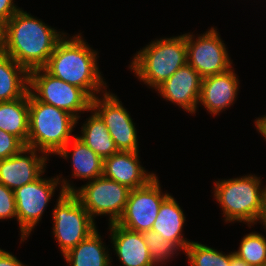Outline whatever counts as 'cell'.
<instances>
[{
    "instance_id": "19",
    "label": "cell",
    "mask_w": 266,
    "mask_h": 266,
    "mask_svg": "<svg viewBox=\"0 0 266 266\" xmlns=\"http://www.w3.org/2000/svg\"><path fill=\"white\" fill-rule=\"evenodd\" d=\"M71 142V143H70ZM70 145L72 155H70ZM69 154V155H68ZM61 157L67 158L72 156V167L74 177L80 179L94 180L102 177L103 159L93 152L80 138L75 136L70 140L58 153Z\"/></svg>"
},
{
    "instance_id": "3",
    "label": "cell",
    "mask_w": 266,
    "mask_h": 266,
    "mask_svg": "<svg viewBox=\"0 0 266 266\" xmlns=\"http://www.w3.org/2000/svg\"><path fill=\"white\" fill-rule=\"evenodd\" d=\"M29 134L27 147L57 155L72 139L78 119L69 112L36 100L29 93Z\"/></svg>"
},
{
    "instance_id": "17",
    "label": "cell",
    "mask_w": 266,
    "mask_h": 266,
    "mask_svg": "<svg viewBox=\"0 0 266 266\" xmlns=\"http://www.w3.org/2000/svg\"><path fill=\"white\" fill-rule=\"evenodd\" d=\"M111 243L123 266H155L142 232L128 230L111 223Z\"/></svg>"
},
{
    "instance_id": "32",
    "label": "cell",
    "mask_w": 266,
    "mask_h": 266,
    "mask_svg": "<svg viewBox=\"0 0 266 266\" xmlns=\"http://www.w3.org/2000/svg\"><path fill=\"white\" fill-rule=\"evenodd\" d=\"M230 266H250L243 260L239 259L234 252H231V263Z\"/></svg>"
},
{
    "instance_id": "25",
    "label": "cell",
    "mask_w": 266,
    "mask_h": 266,
    "mask_svg": "<svg viewBox=\"0 0 266 266\" xmlns=\"http://www.w3.org/2000/svg\"><path fill=\"white\" fill-rule=\"evenodd\" d=\"M234 254L250 266H266V238L257 232L249 233Z\"/></svg>"
},
{
    "instance_id": "22",
    "label": "cell",
    "mask_w": 266,
    "mask_h": 266,
    "mask_svg": "<svg viewBox=\"0 0 266 266\" xmlns=\"http://www.w3.org/2000/svg\"><path fill=\"white\" fill-rule=\"evenodd\" d=\"M106 249L96 229L63 257L71 266H111V257Z\"/></svg>"
},
{
    "instance_id": "20",
    "label": "cell",
    "mask_w": 266,
    "mask_h": 266,
    "mask_svg": "<svg viewBox=\"0 0 266 266\" xmlns=\"http://www.w3.org/2000/svg\"><path fill=\"white\" fill-rule=\"evenodd\" d=\"M29 88V72L3 51L0 52V102L23 97Z\"/></svg>"
},
{
    "instance_id": "10",
    "label": "cell",
    "mask_w": 266,
    "mask_h": 266,
    "mask_svg": "<svg viewBox=\"0 0 266 266\" xmlns=\"http://www.w3.org/2000/svg\"><path fill=\"white\" fill-rule=\"evenodd\" d=\"M155 176L146 185L131 189L125 210L117 224L135 232L151 230L162 201L169 193L161 192V185Z\"/></svg>"
},
{
    "instance_id": "26",
    "label": "cell",
    "mask_w": 266,
    "mask_h": 266,
    "mask_svg": "<svg viewBox=\"0 0 266 266\" xmlns=\"http://www.w3.org/2000/svg\"><path fill=\"white\" fill-rule=\"evenodd\" d=\"M142 234L148 246L152 261L156 266L160 263L163 264L164 261L167 259L169 260L177 250L179 251L173 243L166 241L161 234L153 230L144 231Z\"/></svg>"
},
{
    "instance_id": "8",
    "label": "cell",
    "mask_w": 266,
    "mask_h": 266,
    "mask_svg": "<svg viewBox=\"0 0 266 266\" xmlns=\"http://www.w3.org/2000/svg\"><path fill=\"white\" fill-rule=\"evenodd\" d=\"M60 177V178H59ZM54 178H42L40 176L35 181L23 185L14 190L17 221L20 225L21 242L27 240L33 228L39 223L48 202L54 195L58 184H62L60 190L64 192H73L74 186L65 179L62 181L59 175Z\"/></svg>"
},
{
    "instance_id": "2",
    "label": "cell",
    "mask_w": 266,
    "mask_h": 266,
    "mask_svg": "<svg viewBox=\"0 0 266 266\" xmlns=\"http://www.w3.org/2000/svg\"><path fill=\"white\" fill-rule=\"evenodd\" d=\"M97 53L86 44L81 34L68 40L65 35L44 69L52 76L83 89L93 99L96 93L107 91L106 82L98 70Z\"/></svg>"
},
{
    "instance_id": "14",
    "label": "cell",
    "mask_w": 266,
    "mask_h": 266,
    "mask_svg": "<svg viewBox=\"0 0 266 266\" xmlns=\"http://www.w3.org/2000/svg\"><path fill=\"white\" fill-rule=\"evenodd\" d=\"M202 77L188 63L156 88L167 101L195 113L200 98Z\"/></svg>"
},
{
    "instance_id": "16",
    "label": "cell",
    "mask_w": 266,
    "mask_h": 266,
    "mask_svg": "<svg viewBox=\"0 0 266 266\" xmlns=\"http://www.w3.org/2000/svg\"><path fill=\"white\" fill-rule=\"evenodd\" d=\"M239 80L234 70L202 78L199 102L210 114L217 115L235 102Z\"/></svg>"
},
{
    "instance_id": "28",
    "label": "cell",
    "mask_w": 266,
    "mask_h": 266,
    "mask_svg": "<svg viewBox=\"0 0 266 266\" xmlns=\"http://www.w3.org/2000/svg\"><path fill=\"white\" fill-rule=\"evenodd\" d=\"M25 145L14 135L0 130V160L18 154Z\"/></svg>"
},
{
    "instance_id": "6",
    "label": "cell",
    "mask_w": 266,
    "mask_h": 266,
    "mask_svg": "<svg viewBox=\"0 0 266 266\" xmlns=\"http://www.w3.org/2000/svg\"><path fill=\"white\" fill-rule=\"evenodd\" d=\"M52 212L53 235L62 255L97 229L95 221L72 192L61 189Z\"/></svg>"
},
{
    "instance_id": "18",
    "label": "cell",
    "mask_w": 266,
    "mask_h": 266,
    "mask_svg": "<svg viewBox=\"0 0 266 266\" xmlns=\"http://www.w3.org/2000/svg\"><path fill=\"white\" fill-rule=\"evenodd\" d=\"M185 214L177 201L170 194L162 201L152 229L173 243L179 250L185 251L191 243L183 237L182 228L185 224Z\"/></svg>"
},
{
    "instance_id": "5",
    "label": "cell",
    "mask_w": 266,
    "mask_h": 266,
    "mask_svg": "<svg viewBox=\"0 0 266 266\" xmlns=\"http://www.w3.org/2000/svg\"><path fill=\"white\" fill-rule=\"evenodd\" d=\"M260 177H242L215 182L214 198L222 207L225 222H243L249 226L261 221L264 189Z\"/></svg>"
},
{
    "instance_id": "12",
    "label": "cell",
    "mask_w": 266,
    "mask_h": 266,
    "mask_svg": "<svg viewBox=\"0 0 266 266\" xmlns=\"http://www.w3.org/2000/svg\"><path fill=\"white\" fill-rule=\"evenodd\" d=\"M98 97L92 99L91 109L104 121L118 151H139L135 123L122 102L107 91L102 94L103 99Z\"/></svg>"
},
{
    "instance_id": "30",
    "label": "cell",
    "mask_w": 266,
    "mask_h": 266,
    "mask_svg": "<svg viewBox=\"0 0 266 266\" xmlns=\"http://www.w3.org/2000/svg\"><path fill=\"white\" fill-rule=\"evenodd\" d=\"M0 266H25V265L10 252L0 249Z\"/></svg>"
},
{
    "instance_id": "23",
    "label": "cell",
    "mask_w": 266,
    "mask_h": 266,
    "mask_svg": "<svg viewBox=\"0 0 266 266\" xmlns=\"http://www.w3.org/2000/svg\"><path fill=\"white\" fill-rule=\"evenodd\" d=\"M90 112L91 116L81 126L82 135L77 137L98 156L105 159L118 152V149L101 117L93 109H90Z\"/></svg>"
},
{
    "instance_id": "11",
    "label": "cell",
    "mask_w": 266,
    "mask_h": 266,
    "mask_svg": "<svg viewBox=\"0 0 266 266\" xmlns=\"http://www.w3.org/2000/svg\"><path fill=\"white\" fill-rule=\"evenodd\" d=\"M216 30L211 27L196 39L191 33L186 34L187 63L202 78L233 68L225 44Z\"/></svg>"
},
{
    "instance_id": "13",
    "label": "cell",
    "mask_w": 266,
    "mask_h": 266,
    "mask_svg": "<svg viewBox=\"0 0 266 266\" xmlns=\"http://www.w3.org/2000/svg\"><path fill=\"white\" fill-rule=\"evenodd\" d=\"M37 151L25 146L18 154L0 160V183L14 191L43 175L48 157L37 155Z\"/></svg>"
},
{
    "instance_id": "1",
    "label": "cell",
    "mask_w": 266,
    "mask_h": 266,
    "mask_svg": "<svg viewBox=\"0 0 266 266\" xmlns=\"http://www.w3.org/2000/svg\"><path fill=\"white\" fill-rule=\"evenodd\" d=\"M65 35L20 9L4 25L3 52L30 72L46 66Z\"/></svg>"
},
{
    "instance_id": "34",
    "label": "cell",
    "mask_w": 266,
    "mask_h": 266,
    "mask_svg": "<svg viewBox=\"0 0 266 266\" xmlns=\"http://www.w3.org/2000/svg\"><path fill=\"white\" fill-rule=\"evenodd\" d=\"M4 45V24L0 22V52L3 51Z\"/></svg>"
},
{
    "instance_id": "7",
    "label": "cell",
    "mask_w": 266,
    "mask_h": 266,
    "mask_svg": "<svg viewBox=\"0 0 266 266\" xmlns=\"http://www.w3.org/2000/svg\"><path fill=\"white\" fill-rule=\"evenodd\" d=\"M29 93L38 101L65 110L79 119L90 111L92 98L81 88L49 74L44 68L29 72Z\"/></svg>"
},
{
    "instance_id": "4",
    "label": "cell",
    "mask_w": 266,
    "mask_h": 266,
    "mask_svg": "<svg viewBox=\"0 0 266 266\" xmlns=\"http://www.w3.org/2000/svg\"><path fill=\"white\" fill-rule=\"evenodd\" d=\"M185 64L186 33L152 41L135 54L130 69L140 81L156 89Z\"/></svg>"
},
{
    "instance_id": "21",
    "label": "cell",
    "mask_w": 266,
    "mask_h": 266,
    "mask_svg": "<svg viewBox=\"0 0 266 266\" xmlns=\"http://www.w3.org/2000/svg\"><path fill=\"white\" fill-rule=\"evenodd\" d=\"M29 91L21 98L0 102V130L16 136L26 147L29 134Z\"/></svg>"
},
{
    "instance_id": "27",
    "label": "cell",
    "mask_w": 266,
    "mask_h": 266,
    "mask_svg": "<svg viewBox=\"0 0 266 266\" xmlns=\"http://www.w3.org/2000/svg\"><path fill=\"white\" fill-rule=\"evenodd\" d=\"M17 219L14 191L0 183V220Z\"/></svg>"
},
{
    "instance_id": "15",
    "label": "cell",
    "mask_w": 266,
    "mask_h": 266,
    "mask_svg": "<svg viewBox=\"0 0 266 266\" xmlns=\"http://www.w3.org/2000/svg\"><path fill=\"white\" fill-rule=\"evenodd\" d=\"M139 151H118L103 159L102 176L136 189L146 185L156 174L149 173L139 162Z\"/></svg>"
},
{
    "instance_id": "24",
    "label": "cell",
    "mask_w": 266,
    "mask_h": 266,
    "mask_svg": "<svg viewBox=\"0 0 266 266\" xmlns=\"http://www.w3.org/2000/svg\"><path fill=\"white\" fill-rule=\"evenodd\" d=\"M184 253L190 266H230L231 253L223 254L209 246L191 241Z\"/></svg>"
},
{
    "instance_id": "9",
    "label": "cell",
    "mask_w": 266,
    "mask_h": 266,
    "mask_svg": "<svg viewBox=\"0 0 266 266\" xmlns=\"http://www.w3.org/2000/svg\"><path fill=\"white\" fill-rule=\"evenodd\" d=\"M131 189L116 181L99 177L90 180L72 193L94 218L98 215H109V224L117 223L122 216Z\"/></svg>"
},
{
    "instance_id": "29",
    "label": "cell",
    "mask_w": 266,
    "mask_h": 266,
    "mask_svg": "<svg viewBox=\"0 0 266 266\" xmlns=\"http://www.w3.org/2000/svg\"><path fill=\"white\" fill-rule=\"evenodd\" d=\"M13 0H0V22L4 25L7 21L20 10Z\"/></svg>"
},
{
    "instance_id": "31",
    "label": "cell",
    "mask_w": 266,
    "mask_h": 266,
    "mask_svg": "<svg viewBox=\"0 0 266 266\" xmlns=\"http://www.w3.org/2000/svg\"><path fill=\"white\" fill-rule=\"evenodd\" d=\"M255 126L258 132L261 133L262 137L266 139V115L256 119Z\"/></svg>"
},
{
    "instance_id": "33",
    "label": "cell",
    "mask_w": 266,
    "mask_h": 266,
    "mask_svg": "<svg viewBox=\"0 0 266 266\" xmlns=\"http://www.w3.org/2000/svg\"><path fill=\"white\" fill-rule=\"evenodd\" d=\"M264 199H263V213L261 218V224L263 223V226L266 228V187L264 186Z\"/></svg>"
}]
</instances>
